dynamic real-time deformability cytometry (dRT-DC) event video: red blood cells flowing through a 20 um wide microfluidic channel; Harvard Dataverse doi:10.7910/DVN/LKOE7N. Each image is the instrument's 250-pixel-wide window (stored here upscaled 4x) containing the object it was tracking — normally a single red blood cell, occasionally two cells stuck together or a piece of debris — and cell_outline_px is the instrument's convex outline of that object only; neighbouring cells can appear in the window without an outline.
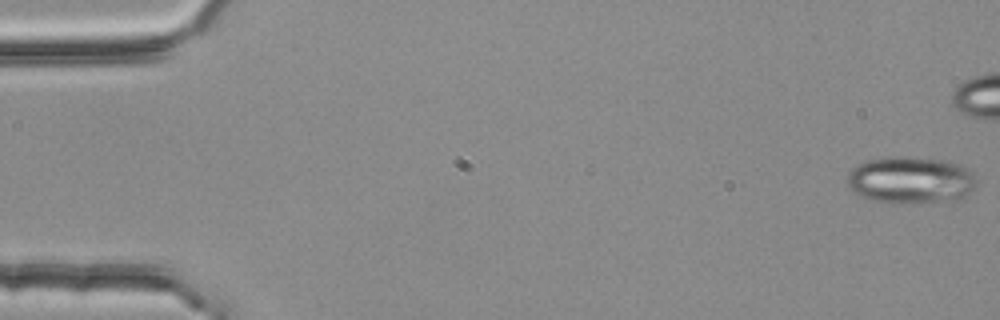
{"species": "common noctule bat (a hibernating species)", "species_latin": "Nyctalus noctula", "temperature_condition": "room temperature", "stored_images_in_passage": 44, "camera_frame_rate_fps": 3000, "um_per_image_px": 0.085, "animal": {"sex": "female", "body_mass_g": 25.1}, "frame": {"image": 1, "passage_image": 1, "time_ms": 0.0, "image_size_px": [1000, 320], "cell_outline_px": [[976, 180], [972, 188], [964, 196], [956, 200], [908, 204], [892, 204], [872, 200], [860, 196], [848, 188], [848, 172], [852, 168], [868, 160], [884, 156], [908, 156], [948, 160], [960, 164], [968, 168], [976, 176]], "centroid_in_image_um": [77.39, 15.3], "position_along_channel_um": 7.6, "area_um2": 36.07}}
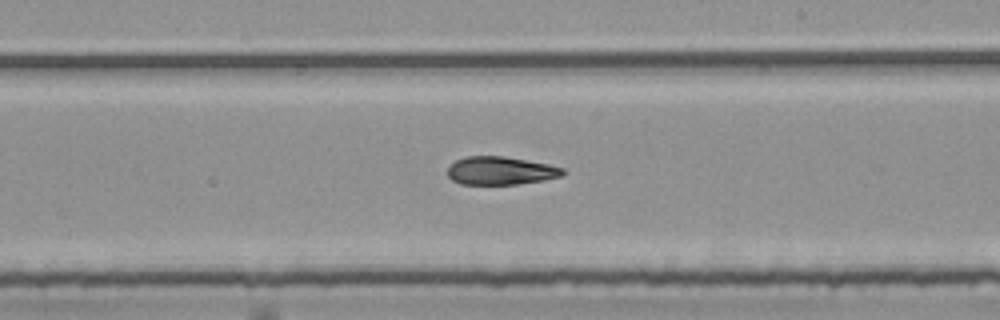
{"frame": {"image": 2, "passage_image": 32, "time_ms": 10.333, "image_size_px": [1000, 320], "cell_outline_px": [[564, 176], [544, 180], [516, 184], [460, 184], [452, 180], [448, 176], [448, 168], [456, 160], [468, 156], [504, 156], [548, 164], [564, 168]], "centroid_in_image_um": [42.57, 14.51], "position_along_channel_um": 246.4, "area_um2": 18.84}}
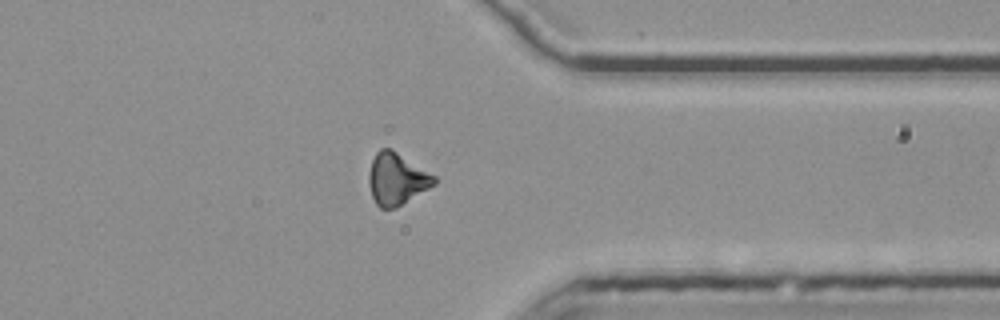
{"frame": {"image": 3, "passage_image": 43, "time_ms": 14.0, "image_size_px": [1000, 320], "cell_outline_px": [[436, 184], [396, 208], [380, 208], [376, 204], [372, 196], [368, 184], [368, 172], [372, 160], [376, 152], [380, 148], [392, 148], [436, 176]], "centroid_in_image_um": [33.71, 15.2], "position_along_channel_um": 377.7, "area_um2": 19.94}}